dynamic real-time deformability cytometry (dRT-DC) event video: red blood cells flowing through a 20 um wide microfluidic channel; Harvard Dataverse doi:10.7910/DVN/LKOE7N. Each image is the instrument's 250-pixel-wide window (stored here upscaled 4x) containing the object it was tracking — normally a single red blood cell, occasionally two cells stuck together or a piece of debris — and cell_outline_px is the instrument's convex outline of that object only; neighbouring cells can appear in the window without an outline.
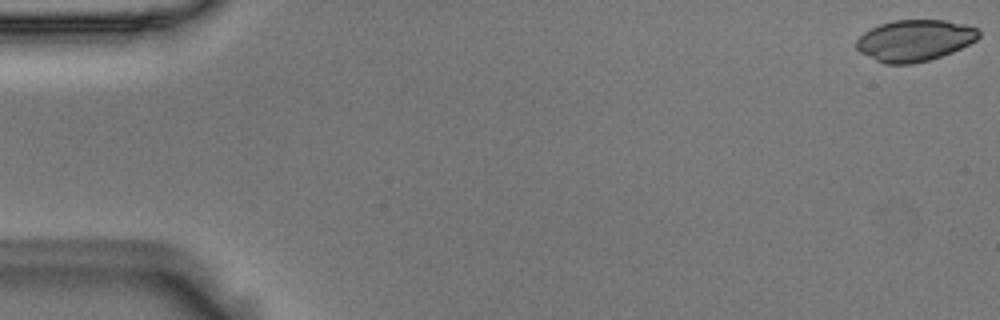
{"species": "Egyptian fruit bat (a non-hibernating species)", "species_latin": "Rousettus aegyptiacus", "temperature_condition": "room temperature", "stored_images_in_passage": 6, "camera_frame_rate_fps": 3000, "um_per_image_px": 0.085, "animal": {"sex": "male"}, "frame": {"image": 1, "passage_image": 1, "time_ms": 0.0, "image_size_px": [1000, 320], "cell_outline_px": [[980, 36], [976, 40], [952, 52], [928, 60], [912, 64], [884, 64], [860, 52], [856, 48], [856, 40], [864, 32], [880, 24], [892, 20], [944, 20], [964, 24], [980, 28]], "centroid_in_image_um": [77.75, 3.43], "position_along_channel_um": 7.2, "area_um2": 29.48}}
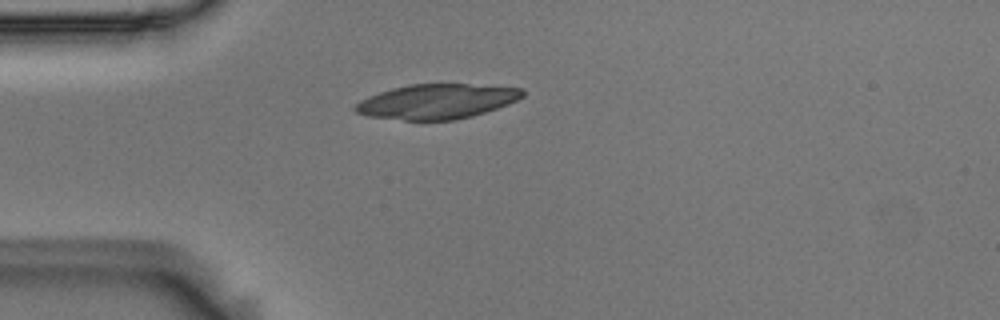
{"frame": {"image": 2, "passage_image": 5, "time_ms": 1.333, "image_size_px": [1000, 320], "cell_outline_px": [[524, 96], [508, 104], [472, 116], [452, 120], [404, 120], [368, 116], [356, 112], [352, 108], [360, 100], [368, 96], [392, 88], [408, 84], [468, 84], [524, 88]], "centroid_in_image_um": [37.11, 8.62], "position_along_channel_um": 47.9, "area_um2": 33.81}}